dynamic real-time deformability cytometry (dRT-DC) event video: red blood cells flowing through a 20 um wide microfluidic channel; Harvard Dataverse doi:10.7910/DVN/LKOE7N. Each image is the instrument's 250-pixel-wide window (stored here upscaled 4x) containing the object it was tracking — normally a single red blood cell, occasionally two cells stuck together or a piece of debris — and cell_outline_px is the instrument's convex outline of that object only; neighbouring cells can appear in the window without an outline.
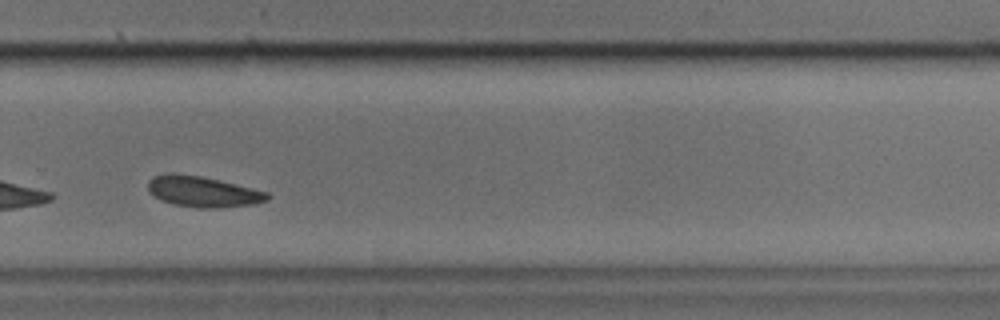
{"species": "common noctule bat (a hibernating species)", "species_latin": "Nyctalus noctula", "temperature_condition": "cold", "stored_images_in_passage": 28, "camera_frame_rate_fps": 3000, "um_per_image_px": 0.085, "animal": {"sex": "male", "body_mass_g": 17.9, "forearm_length_mm": 54.2}, "frame": {"image": 1, "passage_image": 24, "time_ms": 7.667, "image_size_px": [1000, 320], "cell_outline_px": [[272, 196], [268, 200], [256, 204], [220, 208], [196, 208], [176, 204], [160, 200], [148, 188], [148, 180], [152, 176], [168, 172], [172, 172], [200, 176], [268, 192]], "centroid_in_image_um": [17.26, 16.29], "position_along_channel_um": 312.5, "area_um2": 21.39}}